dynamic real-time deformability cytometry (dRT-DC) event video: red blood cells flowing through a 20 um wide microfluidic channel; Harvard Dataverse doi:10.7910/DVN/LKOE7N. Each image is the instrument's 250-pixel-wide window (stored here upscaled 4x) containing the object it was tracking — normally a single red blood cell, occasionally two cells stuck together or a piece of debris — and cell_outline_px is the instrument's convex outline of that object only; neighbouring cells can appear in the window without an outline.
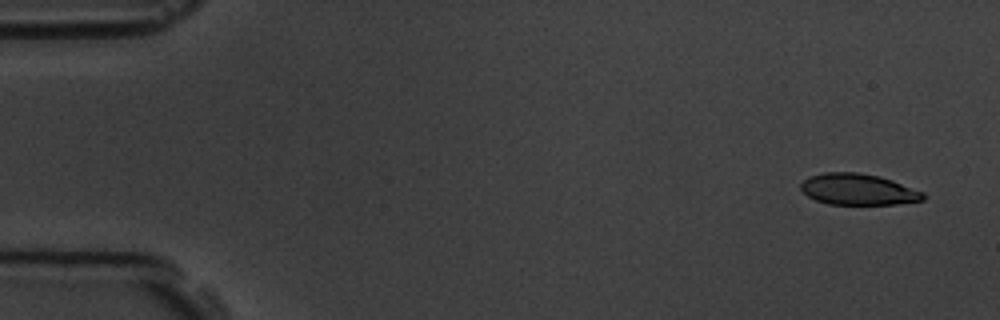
{"species": "common noctule bat (a hibernating species)", "species_latin": "Nyctalus noctula", "temperature_condition": "room temperature", "stored_images_in_passage": 4, "camera_frame_rate_fps": 3000, "um_per_image_px": 0.085, "animal": {"sex": "male", "body_mass_g": 19.5, "forearm_length_mm": 54.6}, "frame": {"image": 1, "passage_image": 1, "time_ms": 0.0, "image_size_px": [1000, 320], "cell_outline_px": [[924, 200], [896, 204], [828, 204], [816, 200], [808, 196], [800, 188], [800, 184], [808, 176], [824, 172], [860, 172], [880, 176], [892, 180], [924, 192]], "centroid_in_image_um": [72.93, 16.09], "position_along_channel_um": 12.1, "area_um2": 22.31}}
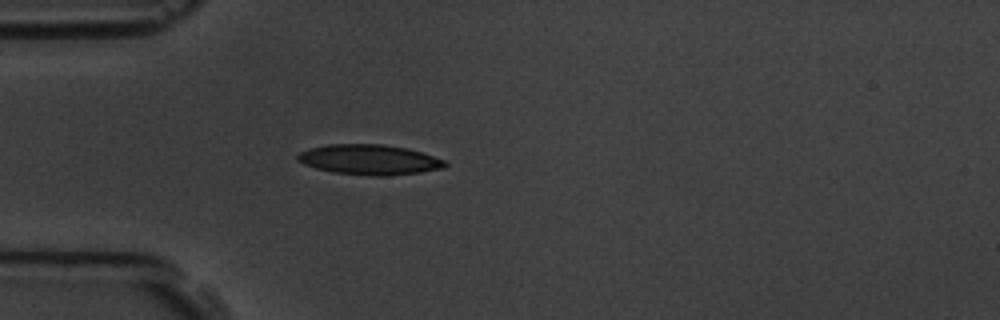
{"frame": {"image": 2, "passage_image": 4, "time_ms": 4.333, "image_size_px": [1000, 320], "cell_outline_px": [[448, 164], [444, 168], [420, 172], [380, 176], [372, 176], [332, 172], [316, 168], [304, 164], [296, 160], [296, 156], [300, 152], [308, 148], [328, 144], [380, 144], [408, 148], [444, 160]], "centroid_in_image_um": [31.35, 13.56], "position_along_channel_um": 53.6, "area_um2": 25.84}}